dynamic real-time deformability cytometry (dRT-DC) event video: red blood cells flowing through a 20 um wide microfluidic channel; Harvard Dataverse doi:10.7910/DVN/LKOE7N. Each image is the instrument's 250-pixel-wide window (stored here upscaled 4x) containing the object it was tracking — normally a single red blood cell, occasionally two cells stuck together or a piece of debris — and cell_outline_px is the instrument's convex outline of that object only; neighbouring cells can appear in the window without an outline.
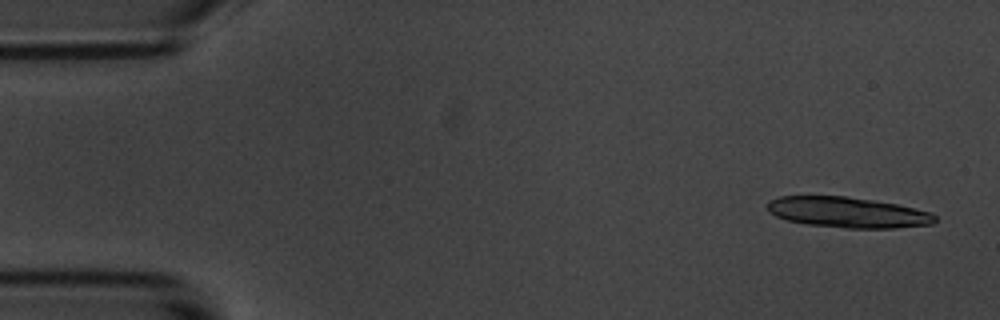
{"species": "common noctule bat (a hibernating species)", "species_latin": "Nyctalus noctula", "temperature_condition": "room temperature", "stored_images_in_passage": 13, "camera_frame_rate_fps": 3000, "um_per_image_px": 0.085, "animal": {"sex": "male", "body_mass_g": 20.1, "forearm_length_mm": 53.5}, "frame": {"image": 1, "passage_image": 1, "time_ms": 0.0, "image_size_px": [1000, 320], "cell_outline_px": [[936, 220], [932, 224], [892, 228], [844, 228], [808, 224], [788, 220], [776, 216], [768, 212], [764, 204], [768, 200], [780, 196], [848, 196], [896, 204], [932, 212], [936, 216]], "centroid_in_image_um": [72.01, 18.04], "position_along_channel_um": 13.0, "area_um2": 30.0}}